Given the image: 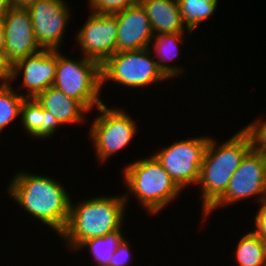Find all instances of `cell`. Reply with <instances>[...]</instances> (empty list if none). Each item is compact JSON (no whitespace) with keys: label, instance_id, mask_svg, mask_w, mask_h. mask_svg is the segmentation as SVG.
I'll return each mask as SVG.
<instances>
[{"label":"cell","instance_id":"28","mask_svg":"<svg viewBox=\"0 0 266 266\" xmlns=\"http://www.w3.org/2000/svg\"><path fill=\"white\" fill-rule=\"evenodd\" d=\"M36 0H10L11 6L16 8H28Z\"/></svg>","mask_w":266,"mask_h":266},{"label":"cell","instance_id":"23","mask_svg":"<svg viewBox=\"0 0 266 266\" xmlns=\"http://www.w3.org/2000/svg\"><path fill=\"white\" fill-rule=\"evenodd\" d=\"M252 122V123H251ZM243 130L248 134L253 151L261 153L266 151V119H254Z\"/></svg>","mask_w":266,"mask_h":266},{"label":"cell","instance_id":"4","mask_svg":"<svg viewBox=\"0 0 266 266\" xmlns=\"http://www.w3.org/2000/svg\"><path fill=\"white\" fill-rule=\"evenodd\" d=\"M122 172L128 191L124 194L126 204L129 195L134 196L149 215L155 216L166 209L183 191L152 154L126 164Z\"/></svg>","mask_w":266,"mask_h":266},{"label":"cell","instance_id":"1","mask_svg":"<svg viewBox=\"0 0 266 266\" xmlns=\"http://www.w3.org/2000/svg\"><path fill=\"white\" fill-rule=\"evenodd\" d=\"M5 193L34 219L60 235L67 224L71 194L54 177L18 171Z\"/></svg>","mask_w":266,"mask_h":266},{"label":"cell","instance_id":"22","mask_svg":"<svg viewBox=\"0 0 266 266\" xmlns=\"http://www.w3.org/2000/svg\"><path fill=\"white\" fill-rule=\"evenodd\" d=\"M14 89L13 82L0 84V133L21 114L25 97Z\"/></svg>","mask_w":266,"mask_h":266},{"label":"cell","instance_id":"6","mask_svg":"<svg viewBox=\"0 0 266 266\" xmlns=\"http://www.w3.org/2000/svg\"><path fill=\"white\" fill-rule=\"evenodd\" d=\"M152 56L150 48L114 53L101 65V89L106 81L129 89L168 81Z\"/></svg>","mask_w":266,"mask_h":266},{"label":"cell","instance_id":"25","mask_svg":"<svg viewBox=\"0 0 266 266\" xmlns=\"http://www.w3.org/2000/svg\"><path fill=\"white\" fill-rule=\"evenodd\" d=\"M131 243L127 238H124L123 241L118 245L117 249L110 259L109 266H129L132 264L130 262L133 252H131L130 245Z\"/></svg>","mask_w":266,"mask_h":266},{"label":"cell","instance_id":"31","mask_svg":"<svg viewBox=\"0 0 266 266\" xmlns=\"http://www.w3.org/2000/svg\"><path fill=\"white\" fill-rule=\"evenodd\" d=\"M260 154H261L262 157H263V160H264V166H265V168H266V151H263V152H261Z\"/></svg>","mask_w":266,"mask_h":266},{"label":"cell","instance_id":"27","mask_svg":"<svg viewBox=\"0 0 266 266\" xmlns=\"http://www.w3.org/2000/svg\"><path fill=\"white\" fill-rule=\"evenodd\" d=\"M11 66L6 62L4 55H0V84L10 83Z\"/></svg>","mask_w":266,"mask_h":266},{"label":"cell","instance_id":"30","mask_svg":"<svg viewBox=\"0 0 266 266\" xmlns=\"http://www.w3.org/2000/svg\"><path fill=\"white\" fill-rule=\"evenodd\" d=\"M0 55H4L5 58V33L3 24L0 22Z\"/></svg>","mask_w":266,"mask_h":266},{"label":"cell","instance_id":"7","mask_svg":"<svg viewBox=\"0 0 266 266\" xmlns=\"http://www.w3.org/2000/svg\"><path fill=\"white\" fill-rule=\"evenodd\" d=\"M94 109L99 112L91 123L89 138L93 143L98 162L104 164L106 160L130 144L138 134L139 127L126 109L108 108L105 103Z\"/></svg>","mask_w":266,"mask_h":266},{"label":"cell","instance_id":"21","mask_svg":"<svg viewBox=\"0 0 266 266\" xmlns=\"http://www.w3.org/2000/svg\"><path fill=\"white\" fill-rule=\"evenodd\" d=\"M183 24L193 32L217 10L219 0H177Z\"/></svg>","mask_w":266,"mask_h":266},{"label":"cell","instance_id":"14","mask_svg":"<svg viewBox=\"0 0 266 266\" xmlns=\"http://www.w3.org/2000/svg\"><path fill=\"white\" fill-rule=\"evenodd\" d=\"M112 15L118 24L116 52L149 48L154 33L150 19L139 2Z\"/></svg>","mask_w":266,"mask_h":266},{"label":"cell","instance_id":"20","mask_svg":"<svg viewBox=\"0 0 266 266\" xmlns=\"http://www.w3.org/2000/svg\"><path fill=\"white\" fill-rule=\"evenodd\" d=\"M123 227L112 233L106 234L103 237H96L83 242L78 248L77 252L82 249H89L94 258L92 261L96 266H109L110 259L117 249L118 245L123 241Z\"/></svg>","mask_w":266,"mask_h":266},{"label":"cell","instance_id":"3","mask_svg":"<svg viewBox=\"0 0 266 266\" xmlns=\"http://www.w3.org/2000/svg\"><path fill=\"white\" fill-rule=\"evenodd\" d=\"M213 138H209L197 183L202 191V216L224 195L232 174L252 149L250 138L243 129L222 144Z\"/></svg>","mask_w":266,"mask_h":266},{"label":"cell","instance_id":"9","mask_svg":"<svg viewBox=\"0 0 266 266\" xmlns=\"http://www.w3.org/2000/svg\"><path fill=\"white\" fill-rule=\"evenodd\" d=\"M256 197L258 204L266 202V168L260 153L252 149L232 174L224 195L201 217L205 221L215 209L236 205L244 199Z\"/></svg>","mask_w":266,"mask_h":266},{"label":"cell","instance_id":"18","mask_svg":"<svg viewBox=\"0 0 266 266\" xmlns=\"http://www.w3.org/2000/svg\"><path fill=\"white\" fill-rule=\"evenodd\" d=\"M185 34L186 32L154 34L149 45V48H152L153 56H156L155 60L159 69L170 80L180 77L185 70L182 66L170 63L178 58L181 52L179 48L181 42L186 39Z\"/></svg>","mask_w":266,"mask_h":266},{"label":"cell","instance_id":"15","mask_svg":"<svg viewBox=\"0 0 266 266\" xmlns=\"http://www.w3.org/2000/svg\"><path fill=\"white\" fill-rule=\"evenodd\" d=\"M36 99L62 126L83 124L86 122V113L89 114L79 101L68 97L53 86L40 93Z\"/></svg>","mask_w":266,"mask_h":266},{"label":"cell","instance_id":"5","mask_svg":"<svg viewBox=\"0 0 266 266\" xmlns=\"http://www.w3.org/2000/svg\"><path fill=\"white\" fill-rule=\"evenodd\" d=\"M53 87L79 101L89 112L101 105V65L81 55L71 59L58 50Z\"/></svg>","mask_w":266,"mask_h":266},{"label":"cell","instance_id":"11","mask_svg":"<svg viewBox=\"0 0 266 266\" xmlns=\"http://www.w3.org/2000/svg\"><path fill=\"white\" fill-rule=\"evenodd\" d=\"M79 29L75 41L82 56L102 65L116 53L118 24L113 15L90 12L86 22Z\"/></svg>","mask_w":266,"mask_h":266},{"label":"cell","instance_id":"12","mask_svg":"<svg viewBox=\"0 0 266 266\" xmlns=\"http://www.w3.org/2000/svg\"><path fill=\"white\" fill-rule=\"evenodd\" d=\"M58 51L41 50L40 52L22 58L15 62L10 69V82L22 76V92L25 98H36L47 88L52 87L57 69Z\"/></svg>","mask_w":266,"mask_h":266},{"label":"cell","instance_id":"24","mask_svg":"<svg viewBox=\"0 0 266 266\" xmlns=\"http://www.w3.org/2000/svg\"><path fill=\"white\" fill-rule=\"evenodd\" d=\"M89 8L95 14L112 15L123 11L139 2V0H88Z\"/></svg>","mask_w":266,"mask_h":266},{"label":"cell","instance_id":"17","mask_svg":"<svg viewBox=\"0 0 266 266\" xmlns=\"http://www.w3.org/2000/svg\"><path fill=\"white\" fill-rule=\"evenodd\" d=\"M21 127L35 139H51L62 125L36 98H25L21 106ZM50 137V138H49Z\"/></svg>","mask_w":266,"mask_h":266},{"label":"cell","instance_id":"16","mask_svg":"<svg viewBox=\"0 0 266 266\" xmlns=\"http://www.w3.org/2000/svg\"><path fill=\"white\" fill-rule=\"evenodd\" d=\"M145 9L154 34H169L189 31L183 24L177 0H139Z\"/></svg>","mask_w":266,"mask_h":266},{"label":"cell","instance_id":"19","mask_svg":"<svg viewBox=\"0 0 266 266\" xmlns=\"http://www.w3.org/2000/svg\"><path fill=\"white\" fill-rule=\"evenodd\" d=\"M234 254L238 266H266V242L253 231L240 238Z\"/></svg>","mask_w":266,"mask_h":266},{"label":"cell","instance_id":"13","mask_svg":"<svg viewBox=\"0 0 266 266\" xmlns=\"http://www.w3.org/2000/svg\"><path fill=\"white\" fill-rule=\"evenodd\" d=\"M0 22L5 33V60L10 66L42 50L36 41L27 8L12 7Z\"/></svg>","mask_w":266,"mask_h":266},{"label":"cell","instance_id":"10","mask_svg":"<svg viewBox=\"0 0 266 266\" xmlns=\"http://www.w3.org/2000/svg\"><path fill=\"white\" fill-rule=\"evenodd\" d=\"M34 35L43 50H60L70 23L71 9L64 0H36L28 8Z\"/></svg>","mask_w":266,"mask_h":266},{"label":"cell","instance_id":"29","mask_svg":"<svg viewBox=\"0 0 266 266\" xmlns=\"http://www.w3.org/2000/svg\"><path fill=\"white\" fill-rule=\"evenodd\" d=\"M11 8L10 0H0V21Z\"/></svg>","mask_w":266,"mask_h":266},{"label":"cell","instance_id":"26","mask_svg":"<svg viewBox=\"0 0 266 266\" xmlns=\"http://www.w3.org/2000/svg\"><path fill=\"white\" fill-rule=\"evenodd\" d=\"M255 229L252 230L264 242H266V202L259 204V209L255 215Z\"/></svg>","mask_w":266,"mask_h":266},{"label":"cell","instance_id":"2","mask_svg":"<svg viewBox=\"0 0 266 266\" xmlns=\"http://www.w3.org/2000/svg\"><path fill=\"white\" fill-rule=\"evenodd\" d=\"M71 197L69 218L63 238L65 248L75 251L86 240L103 237L124 227L126 201L124 193L114 196H95L82 199L78 203Z\"/></svg>","mask_w":266,"mask_h":266},{"label":"cell","instance_id":"8","mask_svg":"<svg viewBox=\"0 0 266 266\" xmlns=\"http://www.w3.org/2000/svg\"><path fill=\"white\" fill-rule=\"evenodd\" d=\"M209 138L205 135L177 140L153 154L182 190L191 184L197 186Z\"/></svg>","mask_w":266,"mask_h":266}]
</instances>
